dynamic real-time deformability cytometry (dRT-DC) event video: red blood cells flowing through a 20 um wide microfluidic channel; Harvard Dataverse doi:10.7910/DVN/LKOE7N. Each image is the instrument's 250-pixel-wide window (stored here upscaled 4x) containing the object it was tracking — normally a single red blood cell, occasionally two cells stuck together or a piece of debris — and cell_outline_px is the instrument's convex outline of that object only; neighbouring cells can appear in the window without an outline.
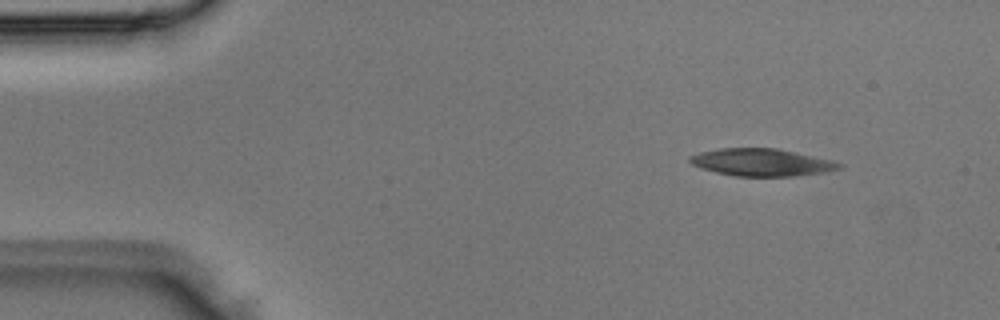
{"species": "Egyptian fruit bat (a non-hibernating species)", "species_latin": "Rousettus aegyptiacus", "temperature_condition": "room temperature", "stored_images_in_passage": 3, "camera_frame_rate_fps": 3000, "um_per_image_px": 0.085, "animal": {"sex": "male"}, "frame": {"image": 1, "passage_image": 1, "time_ms": 0.0, "image_size_px": [1000, 320], "cell_outline_px": [[844, 168], [828, 172], [792, 176], [736, 176], [716, 172], [700, 168], [692, 164], [688, 160], [688, 156], [700, 152], [720, 148], [776, 148], [836, 160], [844, 164]], "centroid_in_image_um": [64.81, 13.8], "position_along_channel_um": 20.2, "area_um2": 24.16}}